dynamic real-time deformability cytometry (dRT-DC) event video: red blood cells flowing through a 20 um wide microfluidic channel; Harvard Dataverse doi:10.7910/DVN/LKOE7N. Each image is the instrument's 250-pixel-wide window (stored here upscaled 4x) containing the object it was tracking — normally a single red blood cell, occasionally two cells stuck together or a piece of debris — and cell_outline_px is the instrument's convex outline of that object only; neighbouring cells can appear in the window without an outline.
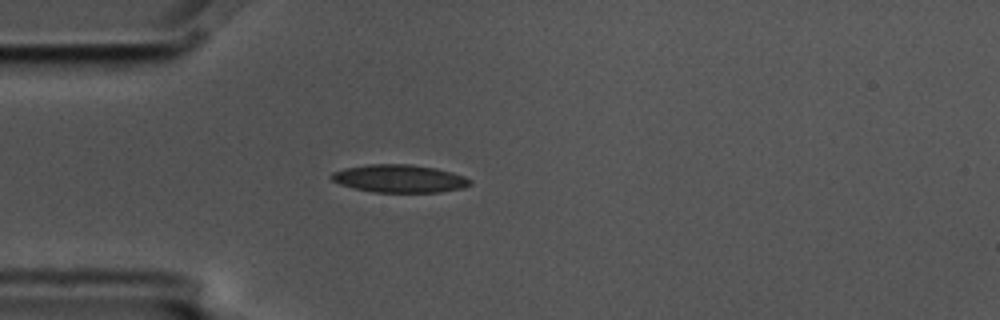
{"species": "common noctule bat (a hibernating species)", "species_latin": "Nyctalus noctula", "temperature_condition": "cold", "stored_images_in_passage": 4, "camera_frame_rate_fps": 3000, "um_per_image_px": 0.085, "animal": {"sex": "male", "body_mass_g": 17.5, "forearm_length_mm": 52.3}, "frame": {"image": 1, "passage_image": 4, "time_ms": 1.0, "image_size_px": [1000, 320], "cell_outline_px": [[472, 184], [464, 188], [440, 192], [372, 192], [352, 188], [340, 184], [332, 180], [328, 176], [332, 172], [344, 168], [368, 164], [412, 164], [436, 168], [452, 172], [464, 176], [472, 180]], "centroid_in_image_um": [33.95, 15.18], "position_along_channel_um": 51.1, "area_um2": 22.77}}